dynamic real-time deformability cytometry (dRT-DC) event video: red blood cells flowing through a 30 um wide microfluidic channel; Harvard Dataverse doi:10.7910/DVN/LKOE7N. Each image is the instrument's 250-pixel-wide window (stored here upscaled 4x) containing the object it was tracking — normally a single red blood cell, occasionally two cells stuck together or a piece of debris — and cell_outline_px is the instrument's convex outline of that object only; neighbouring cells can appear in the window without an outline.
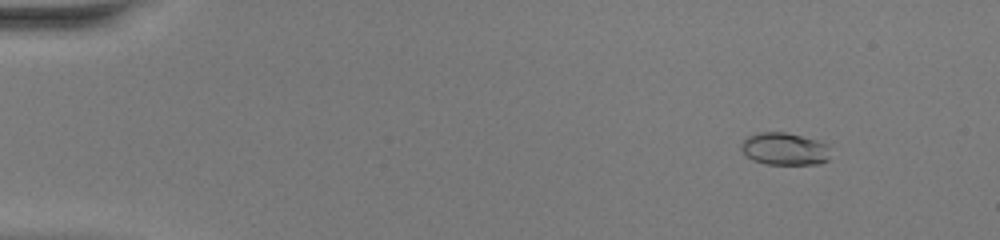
{"species": "common noctule bat (a hibernating species)", "species_latin": "Nyctalus noctula", "temperature_condition": "warm", "stored_images_in_passage": 2, "camera_frame_rate_fps": 3000, "um_per_image_px": 0.085, "animal": {"sex": "female", "body_mass_g": 20.0, "forearm_length_mm": 54.0}, "frame": {"image": 1, "passage_image": 2, "time_ms": 0.333, "image_size_px": [1000, 240], "cell_outline_px": [[824, 160], [804, 164], [776, 164], [760, 160], [748, 140], [756, 136], [796, 136], [808, 140]], "centroid_in_image_um": [66.71, 12.75], "position_along_channel_um": 18.3, "area_um2": 11.73}}